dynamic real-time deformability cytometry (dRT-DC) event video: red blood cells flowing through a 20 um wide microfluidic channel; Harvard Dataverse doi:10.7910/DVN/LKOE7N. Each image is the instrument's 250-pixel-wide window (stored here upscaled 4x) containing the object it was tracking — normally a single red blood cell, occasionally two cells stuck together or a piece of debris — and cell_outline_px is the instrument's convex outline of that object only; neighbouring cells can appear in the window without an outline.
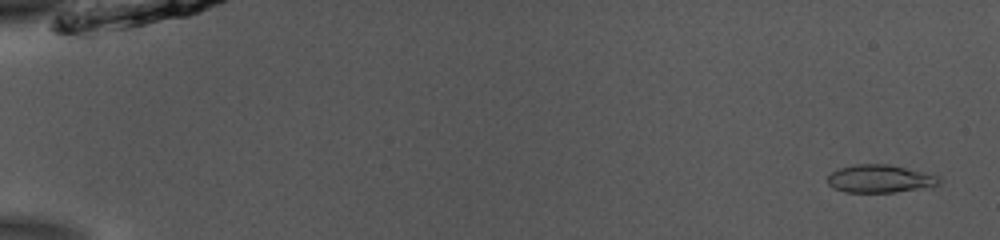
{"species": "common noctule bat (a hibernating species)", "species_latin": "Nyctalus noctula", "temperature_condition": "room temperature", "stored_images_in_passage": 53, "camera_frame_rate_fps": 3000, "um_per_image_px": 0.085, "animal": {"sex": "male", "body_mass_g": 13.0, "forearm_length_mm": 53.1}, "frame": {"image": 1, "passage_image": 3, "time_ms": 0.667, "image_size_px": [1000, 240], "cell_outline_px": [[944, 180], [940, 184], [932, 188], [896, 192], [844, 192], [828, 184], [828, 176], [832, 172], [840, 168], [856, 164], [888, 164], [924, 172], [940, 176]], "centroid_in_image_um": [74.91, 15.2], "position_along_channel_um": 10.1, "area_um2": 18.38}}
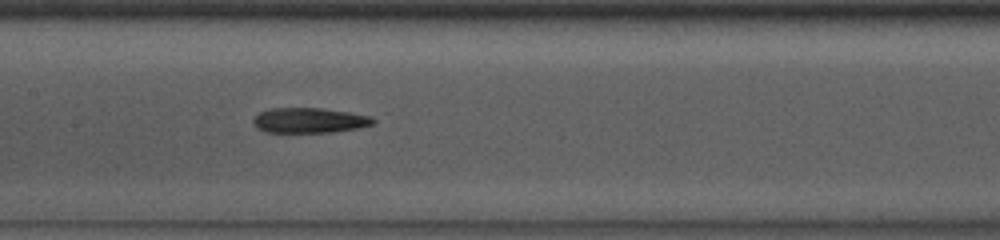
{"frame": {"image": 2, "passage_image": 28, "time_ms": 9.0, "image_size_px": [1000, 240], "cell_outline_px": [[376, 120], [372, 124], [360, 128], [332, 132], [264, 132], [256, 128], [252, 124], [252, 120], [260, 112], [272, 108], [320, 108], [348, 112], [368, 116]], "centroid_in_image_um": [26.25, 10.24], "position_along_channel_um": 181.1, "area_um2": 17.51}}
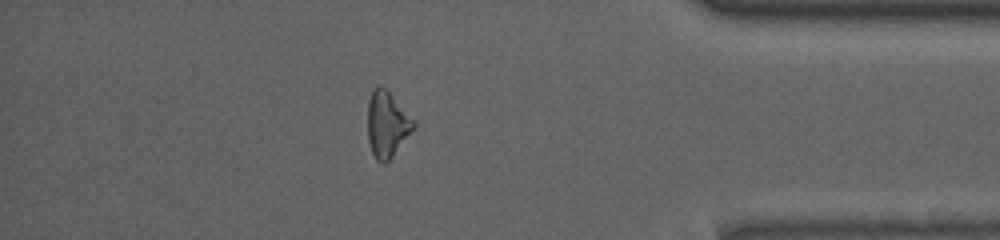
{"frame": {"image": 3, "passage_image": 47, "time_ms": 15.333, "image_size_px": [1000, 240], "cell_outline_px": [[416, 124], [392, 156], [384, 164], [380, 164], [376, 160], [372, 152], [368, 140], [368, 100], [372, 88], [376, 84], [380, 84], [416, 120]], "centroid_in_image_um": [32.87, 10.54], "position_along_channel_um": 402.3, "area_um2": 17.51}}